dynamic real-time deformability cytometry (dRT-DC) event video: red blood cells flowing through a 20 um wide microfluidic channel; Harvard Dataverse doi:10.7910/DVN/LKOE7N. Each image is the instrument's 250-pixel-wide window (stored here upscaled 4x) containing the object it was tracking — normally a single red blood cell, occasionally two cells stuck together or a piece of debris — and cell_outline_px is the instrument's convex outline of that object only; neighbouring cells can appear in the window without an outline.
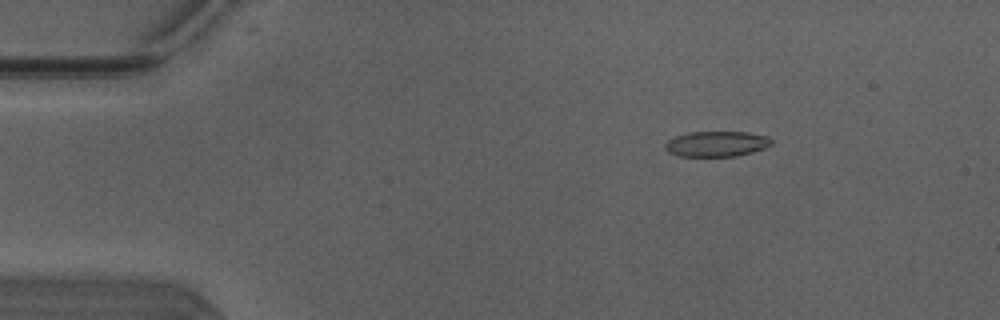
{"species": "Egyptian fruit bat (a non-hibernating species)", "species_latin": "Rousettus aegyptiacus", "temperature_condition": "warm", "stored_images_in_passage": 41, "camera_frame_rate_fps": 3000, "um_per_image_px": 0.085, "animal": {"sex": "male"}, "frame": {"image": 1, "passage_image": 8, "time_ms": 2.333, "image_size_px": [1000, 320], "cell_outline_px": [[772, 144], [764, 148], [752, 152], [736, 156], [676, 156], [668, 152], [664, 148], [664, 144], [668, 140], [676, 136], [688, 132], [748, 132], [768, 136], [772, 140]], "centroid_in_image_um": [60.89, 12.23], "position_along_channel_um": 24.1, "area_um2": 15.84}}
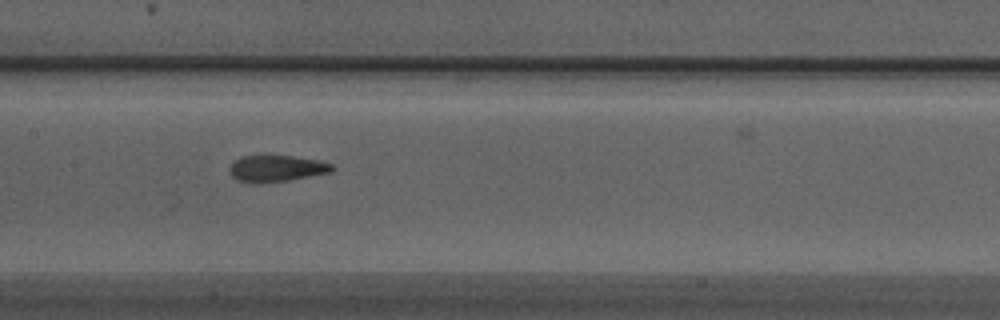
{"frame": {"image": 2, "passage_image": 25, "time_ms": 8.0, "image_size_px": [1000, 320], "cell_outline_px": [[336, 168], [328, 172], [288, 180], [260, 184], [252, 184], [236, 180], [232, 176], [228, 168], [240, 156], [292, 156], [320, 160], [332, 164]], "centroid_in_image_um": [23.46, 14.33], "position_along_channel_um": 183.9, "area_um2": 15.84}}
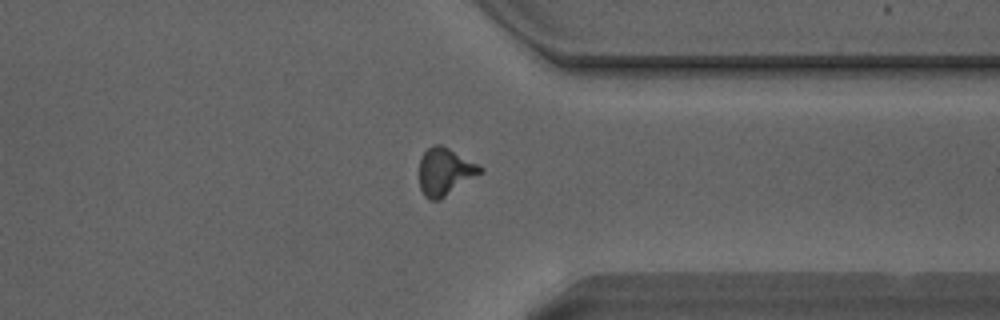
{"frame": {"image": 3, "passage_image": 39, "time_ms": 12.667, "image_size_px": [1000, 320], "cell_outline_px": [[484, 172], [440, 200], [428, 200], [424, 196], [420, 188], [420, 160], [424, 152], [428, 148], [436, 144], [440, 144], [480, 164], [484, 168]], "centroid_in_image_um": [37.86, 14.61], "position_along_channel_um": 373.5, "area_um2": 16.99}}